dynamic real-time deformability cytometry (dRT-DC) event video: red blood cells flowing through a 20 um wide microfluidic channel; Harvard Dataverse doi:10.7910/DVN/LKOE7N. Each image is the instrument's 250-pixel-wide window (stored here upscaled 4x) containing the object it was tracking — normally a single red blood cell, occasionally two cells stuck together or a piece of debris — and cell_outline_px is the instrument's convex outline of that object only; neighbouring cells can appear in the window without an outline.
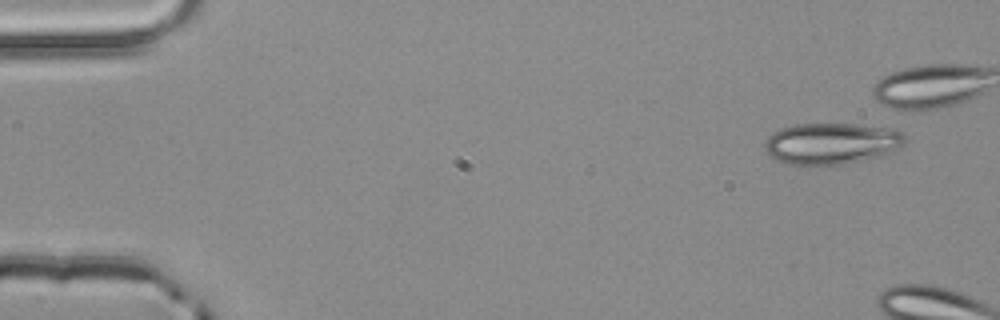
{"species": "common noctule bat (a hibernating species)", "species_latin": "Nyctalus noctula", "temperature_condition": "room temperature", "stored_images_in_passage": 4, "camera_frame_rate_fps": 3000, "um_per_image_px": 0.085, "animal": {"sex": "male", "body_mass_g": 20.4}, "frame": {"image": 1, "passage_image": 1, "time_ms": 0.0, "image_size_px": [1000, 320], "cell_outline_px": [[904, 144], [900, 148], [884, 156], [840, 164], [788, 164], [772, 156], [768, 152], [764, 144], [764, 140], [768, 136], [780, 128], [792, 124], [856, 124], [888, 128], [900, 132], [904, 136]], "centroid_in_image_um": [70.69, 12.18], "position_along_channel_um": 14.3, "area_um2": 33.52}}